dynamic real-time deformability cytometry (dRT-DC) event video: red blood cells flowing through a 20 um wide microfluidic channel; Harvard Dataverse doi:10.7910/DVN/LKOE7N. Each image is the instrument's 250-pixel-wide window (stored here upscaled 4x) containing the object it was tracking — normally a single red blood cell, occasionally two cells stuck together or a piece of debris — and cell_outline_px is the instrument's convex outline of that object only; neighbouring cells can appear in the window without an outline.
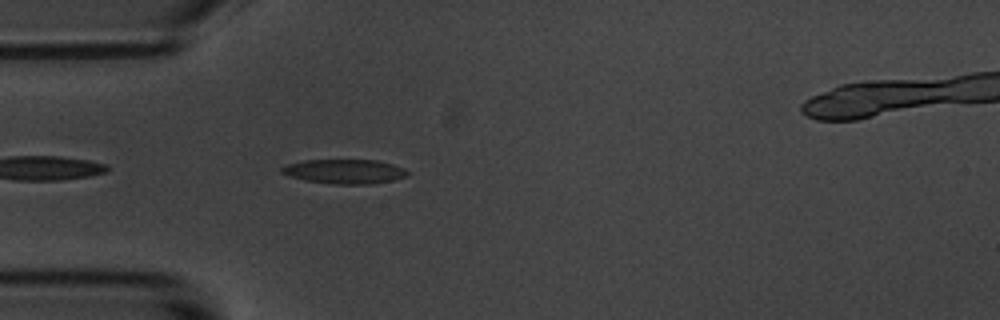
{"species": "common noctule bat (a hibernating species)", "species_latin": "Nyctalus noctula", "temperature_condition": "room temperature", "stored_images_in_passage": 3, "camera_frame_rate_fps": 3000, "um_per_image_px": 0.085, "animal": {"sex": "male", "body_mass_g": 20.1, "forearm_length_mm": 53.5}, "frame": {"image": 1, "passage_image": 3, "time_ms": 2.333, "image_size_px": [1000, 320], "cell_outline_px": [[408, 176], [396, 180], [372, 184], [332, 184], [304, 180], [288, 176], [280, 172], [280, 168], [288, 164], [304, 160], [376, 160], [392, 164], [404, 168], [408, 172]], "centroid_in_image_um": [29.3, 14.58], "position_along_channel_um": 55.7, "area_um2": 18.03}}